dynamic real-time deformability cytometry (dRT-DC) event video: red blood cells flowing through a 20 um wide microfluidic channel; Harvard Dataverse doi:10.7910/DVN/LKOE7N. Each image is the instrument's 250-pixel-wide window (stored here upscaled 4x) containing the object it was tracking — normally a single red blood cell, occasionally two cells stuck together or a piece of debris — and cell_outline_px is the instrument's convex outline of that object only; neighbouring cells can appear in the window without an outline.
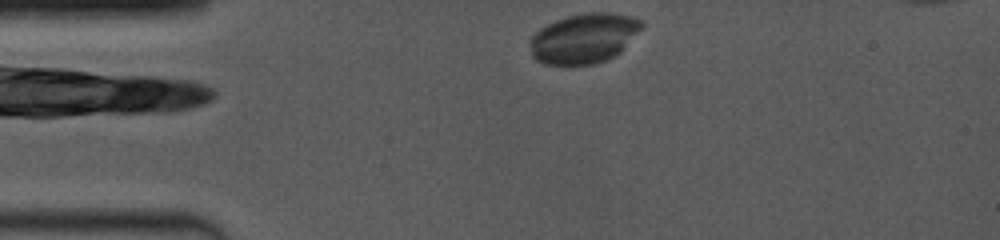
{"species": "common noctule bat (a hibernating species)", "species_latin": "Nyctalus noctula", "temperature_condition": "room temperature", "stored_images_in_passage": 3, "camera_frame_rate_fps": 4000, "um_per_image_px": 0.085, "animal": {"sex": "female", "body_mass_g": 19.0, "forearm_length_mm": 53.3}, "frame": {"image": 1, "passage_image": 1, "time_ms": 0.0, "image_size_px": [1000, 240], "cell_outline_px": [[644, 28], [620, 52], [604, 60], [592, 64], [544, 64], [536, 60], [532, 56], [528, 40], [540, 28], [556, 20], [568, 16], [588, 12], [608, 12], [632, 16], [640, 20], [644, 24]], "centroid_in_image_um": [49.64, 3.24], "position_along_channel_um": 35.4, "area_um2": 32.48}}